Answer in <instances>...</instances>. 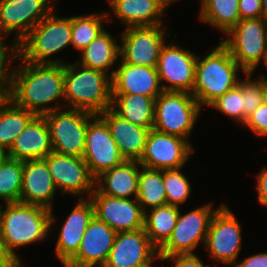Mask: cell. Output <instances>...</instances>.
Segmentation results:
<instances>
[{"mask_svg":"<svg viewBox=\"0 0 267 267\" xmlns=\"http://www.w3.org/2000/svg\"><path fill=\"white\" fill-rule=\"evenodd\" d=\"M256 190L258 192V201L261 205L267 207V168H263L257 175Z\"/></svg>","mask_w":267,"mask_h":267,"instance_id":"42","label":"cell"},{"mask_svg":"<svg viewBox=\"0 0 267 267\" xmlns=\"http://www.w3.org/2000/svg\"><path fill=\"white\" fill-rule=\"evenodd\" d=\"M108 13L109 11L71 16L72 48L81 52L98 37L104 31V20L107 23L112 22L111 18L108 19V15H110Z\"/></svg>","mask_w":267,"mask_h":267,"instance_id":"32","label":"cell"},{"mask_svg":"<svg viewBox=\"0 0 267 267\" xmlns=\"http://www.w3.org/2000/svg\"><path fill=\"white\" fill-rule=\"evenodd\" d=\"M13 78H0V108L11 102Z\"/></svg>","mask_w":267,"mask_h":267,"instance_id":"45","label":"cell"},{"mask_svg":"<svg viewBox=\"0 0 267 267\" xmlns=\"http://www.w3.org/2000/svg\"><path fill=\"white\" fill-rule=\"evenodd\" d=\"M111 96V109L121 118L144 128L154 127L155 99L137 94Z\"/></svg>","mask_w":267,"mask_h":267,"instance_id":"28","label":"cell"},{"mask_svg":"<svg viewBox=\"0 0 267 267\" xmlns=\"http://www.w3.org/2000/svg\"><path fill=\"white\" fill-rule=\"evenodd\" d=\"M78 201L64 220L56 242L55 253L63 267L77 254L84 232L95 216L94 206L89 198Z\"/></svg>","mask_w":267,"mask_h":267,"instance_id":"21","label":"cell"},{"mask_svg":"<svg viewBox=\"0 0 267 267\" xmlns=\"http://www.w3.org/2000/svg\"><path fill=\"white\" fill-rule=\"evenodd\" d=\"M163 25L126 27L120 34V60L135 66L157 67L159 54L165 44Z\"/></svg>","mask_w":267,"mask_h":267,"instance_id":"10","label":"cell"},{"mask_svg":"<svg viewBox=\"0 0 267 267\" xmlns=\"http://www.w3.org/2000/svg\"><path fill=\"white\" fill-rule=\"evenodd\" d=\"M52 151L47 122L44 116H35L16 137L8 154L9 158L24 162L44 159Z\"/></svg>","mask_w":267,"mask_h":267,"instance_id":"24","label":"cell"},{"mask_svg":"<svg viewBox=\"0 0 267 267\" xmlns=\"http://www.w3.org/2000/svg\"><path fill=\"white\" fill-rule=\"evenodd\" d=\"M153 3H155L163 12L169 5H171L167 0H151Z\"/></svg>","mask_w":267,"mask_h":267,"instance_id":"46","label":"cell"},{"mask_svg":"<svg viewBox=\"0 0 267 267\" xmlns=\"http://www.w3.org/2000/svg\"><path fill=\"white\" fill-rule=\"evenodd\" d=\"M95 116L90 112L66 108L44 115L54 152L82 158L88 122Z\"/></svg>","mask_w":267,"mask_h":267,"instance_id":"8","label":"cell"},{"mask_svg":"<svg viewBox=\"0 0 267 267\" xmlns=\"http://www.w3.org/2000/svg\"><path fill=\"white\" fill-rule=\"evenodd\" d=\"M180 207L163 205L144 212V231L150 242L159 250L171 237L177 223Z\"/></svg>","mask_w":267,"mask_h":267,"instance_id":"29","label":"cell"},{"mask_svg":"<svg viewBox=\"0 0 267 267\" xmlns=\"http://www.w3.org/2000/svg\"><path fill=\"white\" fill-rule=\"evenodd\" d=\"M108 4L125 27L163 25L164 12L151 0H108Z\"/></svg>","mask_w":267,"mask_h":267,"instance_id":"26","label":"cell"},{"mask_svg":"<svg viewBox=\"0 0 267 267\" xmlns=\"http://www.w3.org/2000/svg\"><path fill=\"white\" fill-rule=\"evenodd\" d=\"M117 70H110L111 94H137L152 97L163 92L157 67L135 66L121 60Z\"/></svg>","mask_w":267,"mask_h":267,"instance_id":"20","label":"cell"},{"mask_svg":"<svg viewBox=\"0 0 267 267\" xmlns=\"http://www.w3.org/2000/svg\"><path fill=\"white\" fill-rule=\"evenodd\" d=\"M201 109L189 92L163 91L155 99L153 129L188 140Z\"/></svg>","mask_w":267,"mask_h":267,"instance_id":"7","label":"cell"},{"mask_svg":"<svg viewBox=\"0 0 267 267\" xmlns=\"http://www.w3.org/2000/svg\"><path fill=\"white\" fill-rule=\"evenodd\" d=\"M54 12L52 10L45 16L20 42V58L23 61L37 64H66L60 58L50 57L71 45V17H58Z\"/></svg>","mask_w":267,"mask_h":267,"instance_id":"5","label":"cell"},{"mask_svg":"<svg viewBox=\"0 0 267 267\" xmlns=\"http://www.w3.org/2000/svg\"><path fill=\"white\" fill-rule=\"evenodd\" d=\"M5 206L0 205V234L7 250L23 264L15 249L47 238L56 216L53 210L37 205L17 202Z\"/></svg>","mask_w":267,"mask_h":267,"instance_id":"2","label":"cell"},{"mask_svg":"<svg viewBox=\"0 0 267 267\" xmlns=\"http://www.w3.org/2000/svg\"><path fill=\"white\" fill-rule=\"evenodd\" d=\"M194 152L189 140L151 129L138 162L151 169H182Z\"/></svg>","mask_w":267,"mask_h":267,"instance_id":"12","label":"cell"},{"mask_svg":"<svg viewBox=\"0 0 267 267\" xmlns=\"http://www.w3.org/2000/svg\"><path fill=\"white\" fill-rule=\"evenodd\" d=\"M141 164L138 161H125L95 178V189L111 197L130 199L138 195V182ZM105 183V184H104Z\"/></svg>","mask_w":267,"mask_h":267,"instance_id":"25","label":"cell"},{"mask_svg":"<svg viewBox=\"0 0 267 267\" xmlns=\"http://www.w3.org/2000/svg\"><path fill=\"white\" fill-rule=\"evenodd\" d=\"M44 160L46 161L51 177L62 194H69L84 199L95 190V178L89 171L83 158L64 155L52 151Z\"/></svg>","mask_w":267,"mask_h":267,"instance_id":"16","label":"cell"},{"mask_svg":"<svg viewBox=\"0 0 267 267\" xmlns=\"http://www.w3.org/2000/svg\"><path fill=\"white\" fill-rule=\"evenodd\" d=\"M244 101L242 95V79L239 83L227 91L222 96L218 97L208 107L214 108L224 115L235 119L238 123L244 124Z\"/></svg>","mask_w":267,"mask_h":267,"instance_id":"37","label":"cell"},{"mask_svg":"<svg viewBox=\"0 0 267 267\" xmlns=\"http://www.w3.org/2000/svg\"><path fill=\"white\" fill-rule=\"evenodd\" d=\"M160 261L171 260L174 267H209L205 265L202 259L197 254L173 255L165 257L158 254Z\"/></svg>","mask_w":267,"mask_h":267,"instance_id":"40","label":"cell"},{"mask_svg":"<svg viewBox=\"0 0 267 267\" xmlns=\"http://www.w3.org/2000/svg\"><path fill=\"white\" fill-rule=\"evenodd\" d=\"M94 178L126 160L114 141L106 122L95 115L89 122L82 157Z\"/></svg>","mask_w":267,"mask_h":267,"instance_id":"14","label":"cell"},{"mask_svg":"<svg viewBox=\"0 0 267 267\" xmlns=\"http://www.w3.org/2000/svg\"><path fill=\"white\" fill-rule=\"evenodd\" d=\"M174 43H165L159 54L157 71L162 89L192 93L197 55Z\"/></svg>","mask_w":267,"mask_h":267,"instance_id":"13","label":"cell"},{"mask_svg":"<svg viewBox=\"0 0 267 267\" xmlns=\"http://www.w3.org/2000/svg\"><path fill=\"white\" fill-rule=\"evenodd\" d=\"M233 267H267V252L257 253L245 258L240 263H235Z\"/></svg>","mask_w":267,"mask_h":267,"instance_id":"44","label":"cell"},{"mask_svg":"<svg viewBox=\"0 0 267 267\" xmlns=\"http://www.w3.org/2000/svg\"><path fill=\"white\" fill-rule=\"evenodd\" d=\"M242 228L235 214L223 204L213 215L206 241L205 249L216 261L225 265L235 264L242 249Z\"/></svg>","mask_w":267,"mask_h":267,"instance_id":"11","label":"cell"},{"mask_svg":"<svg viewBox=\"0 0 267 267\" xmlns=\"http://www.w3.org/2000/svg\"><path fill=\"white\" fill-rule=\"evenodd\" d=\"M239 0H201L199 18L226 35L240 20Z\"/></svg>","mask_w":267,"mask_h":267,"instance_id":"30","label":"cell"},{"mask_svg":"<svg viewBox=\"0 0 267 267\" xmlns=\"http://www.w3.org/2000/svg\"><path fill=\"white\" fill-rule=\"evenodd\" d=\"M19 59L22 66L15 68L11 101L36 116L65 109L59 104L64 100V64H37ZM54 102L55 106L49 105Z\"/></svg>","mask_w":267,"mask_h":267,"instance_id":"1","label":"cell"},{"mask_svg":"<svg viewBox=\"0 0 267 267\" xmlns=\"http://www.w3.org/2000/svg\"><path fill=\"white\" fill-rule=\"evenodd\" d=\"M220 41L245 73H254L263 61L267 67V20H240Z\"/></svg>","mask_w":267,"mask_h":267,"instance_id":"6","label":"cell"},{"mask_svg":"<svg viewBox=\"0 0 267 267\" xmlns=\"http://www.w3.org/2000/svg\"><path fill=\"white\" fill-rule=\"evenodd\" d=\"M155 258L158 259V254L152 260H150L148 263H146L140 267H153V266H151V264H152L153 260H156Z\"/></svg>","mask_w":267,"mask_h":267,"instance_id":"49","label":"cell"},{"mask_svg":"<svg viewBox=\"0 0 267 267\" xmlns=\"http://www.w3.org/2000/svg\"><path fill=\"white\" fill-rule=\"evenodd\" d=\"M116 40V37L104 30L80 52L81 57L75 62L86 68L101 70L110 76V68L120 60V44Z\"/></svg>","mask_w":267,"mask_h":267,"instance_id":"27","label":"cell"},{"mask_svg":"<svg viewBox=\"0 0 267 267\" xmlns=\"http://www.w3.org/2000/svg\"><path fill=\"white\" fill-rule=\"evenodd\" d=\"M8 158H9L8 151L0 149V168L4 165V163Z\"/></svg>","mask_w":267,"mask_h":267,"instance_id":"47","label":"cell"},{"mask_svg":"<svg viewBox=\"0 0 267 267\" xmlns=\"http://www.w3.org/2000/svg\"><path fill=\"white\" fill-rule=\"evenodd\" d=\"M89 199L95 216L115 232L136 231L144 227V211L136 198L111 197L95 189Z\"/></svg>","mask_w":267,"mask_h":267,"instance_id":"17","label":"cell"},{"mask_svg":"<svg viewBox=\"0 0 267 267\" xmlns=\"http://www.w3.org/2000/svg\"><path fill=\"white\" fill-rule=\"evenodd\" d=\"M55 0H0V34L19 43L54 8ZM16 32V33H15Z\"/></svg>","mask_w":267,"mask_h":267,"instance_id":"15","label":"cell"},{"mask_svg":"<svg viewBox=\"0 0 267 267\" xmlns=\"http://www.w3.org/2000/svg\"><path fill=\"white\" fill-rule=\"evenodd\" d=\"M240 70L245 74L229 50L220 42L207 56H197L195 82L191 94L201 108L205 104L208 107L239 83L241 78L237 76Z\"/></svg>","mask_w":267,"mask_h":267,"instance_id":"4","label":"cell"},{"mask_svg":"<svg viewBox=\"0 0 267 267\" xmlns=\"http://www.w3.org/2000/svg\"><path fill=\"white\" fill-rule=\"evenodd\" d=\"M23 161L8 158L0 168V199L6 203L20 202Z\"/></svg>","mask_w":267,"mask_h":267,"instance_id":"34","label":"cell"},{"mask_svg":"<svg viewBox=\"0 0 267 267\" xmlns=\"http://www.w3.org/2000/svg\"><path fill=\"white\" fill-rule=\"evenodd\" d=\"M262 18L267 20V0H261Z\"/></svg>","mask_w":267,"mask_h":267,"instance_id":"48","label":"cell"},{"mask_svg":"<svg viewBox=\"0 0 267 267\" xmlns=\"http://www.w3.org/2000/svg\"><path fill=\"white\" fill-rule=\"evenodd\" d=\"M36 115L12 101L0 108V149L9 151L16 137Z\"/></svg>","mask_w":267,"mask_h":267,"instance_id":"33","label":"cell"},{"mask_svg":"<svg viewBox=\"0 0 267 267\" xmlns=\"http://www.w3.org/2000/svg\"><path fill=\"white\" fill-rule=\"evenodd\" d=\"M242 80V95L244 101V123L247 117L267 99V76H260L257 80L251 79L252 73L244 74Z\"/></svg>","mask_w":267,"mask_h":267,"instance_id":"36","label":"cell"},{"mask_svg":"<svg viewBox=\"0 0 267 267\" xmlns=\"http://www.w3.org/2000/svg\"><path fill=\"white\" fill-rule=\"evenodd\" d=\"M57 187L44 159L23 162L20 202L53 209Z\"/></svg>","mask_w":267,"mask_h":267,"instance_id":"22","label":"cell"},{"mask_svg":"<svg viewBox=\"0 0 267 267\" xmlns=\"http://www.w3.org/2000/svg\"><path fill=\"white\" fill-rule=\"evenodd\" d=\"M243 125L258 136H267V99L247 117Z\"/></svg>","mask_w":267,"mask_h":267,"instance_id":"39","label":"cell"},{"mask_svg":"<svg viewBox=\"0 0 267 267\" xmlns=\"http://www.w3.org/2000/svg\"><path fill=\"white\" fill-rule=\"evenodd\" d=\"M99 116L108 125L123 158L127 161H139L143 154L148 134L153 128L134 125L121 118L111 108L106 109Z\"/></svg>","mask_w":267,"mask_h":267,"instance_id":"23","label":"cell"},{"mask_svg":"<svg viewBox=\"0 0 267 267\" xmlns=\"http://www.w3.org/2000/svg\"><path fill=\"white\" fill-rule=\"evenodd\" d=\"M180 170H163L167 204L178 207L188 200L192 187L188 178Z\"/></svg>","mask_w":267,"mask_h":267,"instance_id":"35","label":"cell"},{"mask_svg":"<svg viewBox=\"0 0 267 267\" xmlns=\"http://www.w3.org/2000/svg\"><path fill=\"white\" fill-rule=\"evenodd\" d=\"M238 6L241 20L262 18L261 0H239Z\"/></svg>","mask_w":267,"mask_h":267,"instance_id":"41","label":"cell"},{"mask_svg":"<svg viewBox=\"0 0 267 267\" xmlns=\"http://www.w3.org/2000/svg\"><path fill=\"white\" fill-rule=\"evenodd\" d=\"M218 208L211 204L190 210L186 214H179L173 233L168 241L158 250V254L165 257L173 255L195 254L194 250L203 241L205 245L210 221Z\"/></svg>","mask_w":267,"mask_h":267,"instance_id":"9","label":"cell"},{"mask_svg":"<svg viewBox=\"0 0 267 267\" xmlns=\"http://www.w3.org/2000/svg\"><path fill=\"white\" fill-rule=\"evenodd\" d=\"M7 38L8 36L0 34V78H13L16 66L11 69L10 64L20 58V43L13 39L12 44L7 46Z\"/></svg>","mask_w":267,"mask_h":267,"instance_id":"38","label":"cell"},{"mask_svg":"<svg viewBox=\"0 0 267 267\" xmlns=\"http://www.w3.org/2000/svg\"><path fill=\"white\" fill-rule=\"evenodd\" d=\"M0 267H23L16 258L7 250L5 242L0 234Z\"/></svg>","mask_w":267,"mask_h":267,"instance_id":"43","label":"cell"},{"mask_svg":"<svg viewBox=\"0 0 267 267\" xmlns=\"http://www.w3.org/2000/svg\"><path fill=\"white\" fill-rule=\"evenodd\" d=\"M158 254L144 228L117 232L106 264L103 267H140Z\"/></svg>","mask_w":267,"mask_h":267,"instance_id":"19","label":"cell"},{"mask_svg":"<svg viewBox=\"0 0 267 267\" xmlns=\"http://www.w3.org/2000/svg\"><path fill=\"white\" fill-rule=\"evenodd\" d=\"M111 98V77L108 74L76 62L64 64L65 108L99 115L111 108Z\"/></svg>","mask_w":267,"mask_h":267,"instance_id":"3","label":"cell"},{"mask_svg":"<svg viewBox=\"0 0 267 267\" xmlns=\"http://www.w3.org/2000/svg\"><path fill=\"white\" fill-rule=\"evenodd\" d=\"M117 232L96 216L84 232L77 254L64 267H103Z\"/></svg>","mask_w":267,"mask_h":267,"instance_id":"18","label":"cell"},{"mask_svg":"<svg viewBox=\"0 0 267 267\" xmlns=\"http://www.w3.org/2000/svg\"><path fill=\"white\" fill-rule=\"evenodd\" d=\"M142 169V170H141ZM139 173L138 195L136 197L145 212L154 207L167 204L163 170L142 166Z\"/></svg>","mask_w":267,"mask_h":267,"instance_id":"31","label":"cell"},{"mask_svg":"<svg viewBox=\"0 0 267 267\" xmlns=\"http://www.w3.org/2000/svg\"><path fill=\"white\" fill-rule=\"evenodd\" d=\"M170 4L173 3L175 0H167Z\"/></svg>","mask_w":267,"mask_h":267,"instance_id":"50","label":"cell"}]
</instances>
